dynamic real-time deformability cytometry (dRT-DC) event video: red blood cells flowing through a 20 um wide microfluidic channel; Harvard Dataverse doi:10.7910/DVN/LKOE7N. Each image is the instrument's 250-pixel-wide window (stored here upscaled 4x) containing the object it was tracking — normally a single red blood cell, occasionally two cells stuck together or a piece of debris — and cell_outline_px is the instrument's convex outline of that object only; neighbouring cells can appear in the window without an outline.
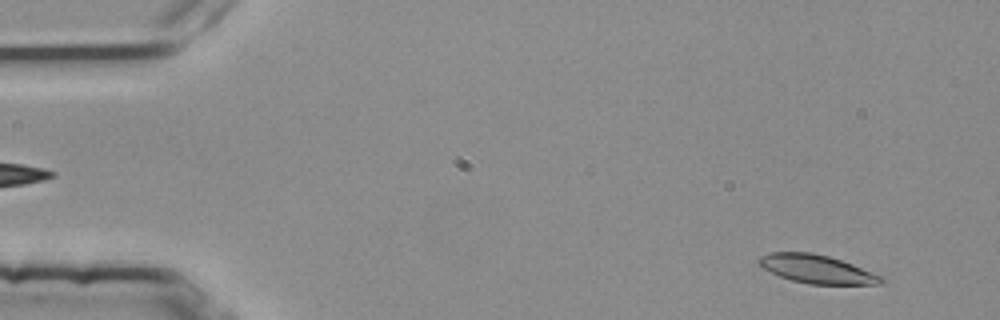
{"species": "common noctule bat (a hibernating species)", "species_latin": "Nyctalus noctula", "temperature_condition": "room temperature", "stored_images_in_passage": 5, "camera_frame_rate_fps": 3000, "um_per_image_px": 0.085, "animal": {"sex": "female", "body_mass_g": 25.1}, "frame": {"image": 1, "passage_image": 1, "time_ms": 0.0, "image_size_px": [1000, 320], "cell_outline_px": [[884, 280], [880, 284], [808, 284], [792, 280], [780, 276], [760, 268], [756, 260], [760, 256], [768, 252], [812, 252], [828, 256], [852, 264], [884, 276]], "centroid_in_image_um": [69.38, 22.86], "position_along_channel_um": 15.6, "area_um2": 20.4}}
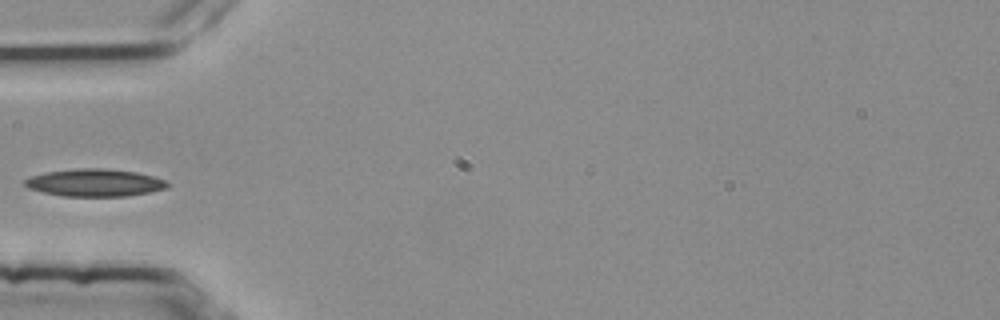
{"frame": {"image": 2, "passage_image": 4, "time_ms": 1.0, "image_size_px": [1000, 320], "cell_outline_px": [[172, 184], [168, 188], [128, 196], [64, 196], [44, 192], [28, 188], [24, 184], [24, 180], [32, 176], [48, 172], [76, 168], [104, 168], [136, 172], [152, 176], [164, 180]], "centroid_in_image_um": [8.09, 15.53], "position_along_channel_um": 76.9, "area_um2": 22.72}}